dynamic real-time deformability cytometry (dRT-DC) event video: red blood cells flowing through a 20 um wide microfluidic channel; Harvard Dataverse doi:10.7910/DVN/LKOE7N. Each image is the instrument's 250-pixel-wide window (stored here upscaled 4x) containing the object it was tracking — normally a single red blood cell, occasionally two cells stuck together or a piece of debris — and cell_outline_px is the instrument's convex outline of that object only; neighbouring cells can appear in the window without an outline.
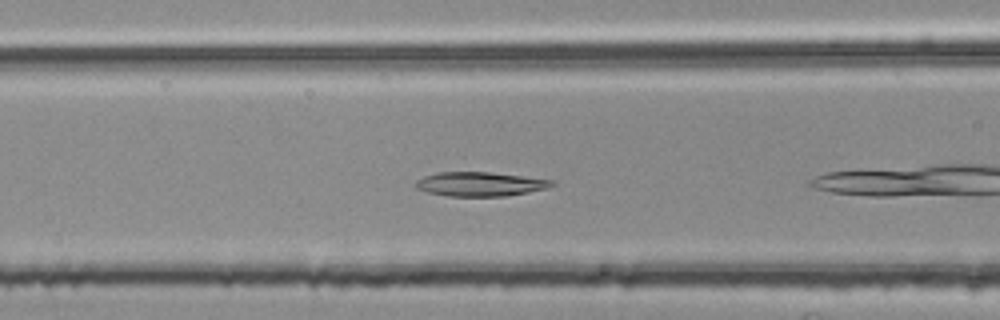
{"species": "common noctule bat (a hibernating species)", "species_latin": "Nyctalus noctula", "temperature_condition": "room temperature", "stored_images_in_passage": 16, "camera_frame_rate_fps": 3000, "um_per_image_px": 0.085, "animal": {"sex": "female", "body_mass_g": 25.1}, "frame": {"image": 1, "passage_image": 5, "time_ms": 1.333, "image_size_px": [1000, 320], "cell_outline_px": [[556, 184], [548, 188], [528, 192], [504, 196], [448, 196], [428, 192], [416, 188], [412, 184], [416, 180], [424, 176], [440, 172], [488, 172], [552, 180]], "centroid_in_image_um": [40.77, 15.65], "position_along_channel_um": 125.8, "area_um2": 19.07}}
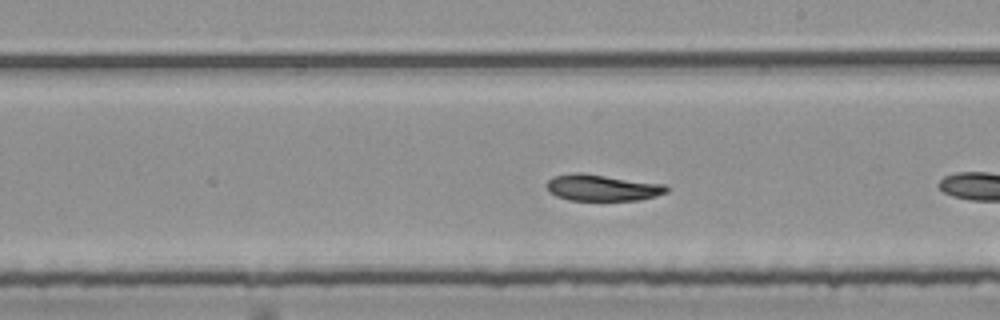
{"frame": {"image": 2, "passage_image": 14, "time_ms": 4.333, "image_size_px": [1000, 320], "cell_outline_px": [[668, 192], [656, 196], [636, 200], [568, 200], [556, 196], [548, 192], [548, 180], [552, 176], [604, 176], [664, 184], [668, 188]], "centroid_in_image_um": [51.25, 16.01], "position_along_channel_um": 237.8, "area_um2": 17.4}}